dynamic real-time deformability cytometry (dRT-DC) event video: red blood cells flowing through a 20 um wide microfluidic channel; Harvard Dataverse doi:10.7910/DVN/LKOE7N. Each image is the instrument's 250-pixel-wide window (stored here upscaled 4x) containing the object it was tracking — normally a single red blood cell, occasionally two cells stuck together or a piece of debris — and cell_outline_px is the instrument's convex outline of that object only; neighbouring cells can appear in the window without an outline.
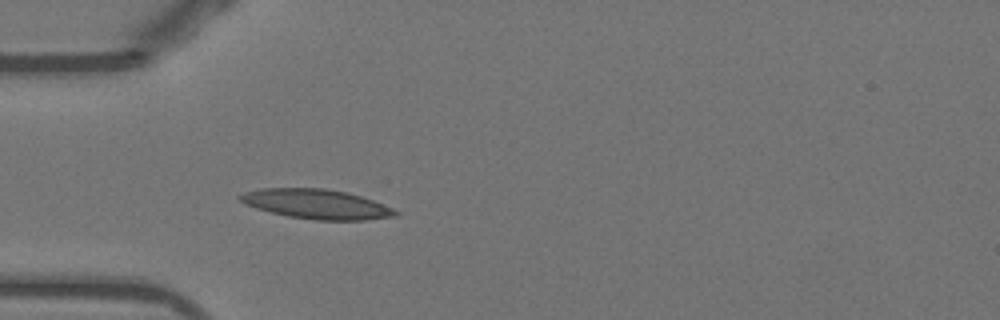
{"species": "Egyptian fruit bat (a non-hibernating species)", "species_latin": "Rousettus aegyptiacus", "temperature_condition": "warm", "stored_images_in_passage": 37, "camera_frame_rate_fps": 3000, "um_per_image_px": 0.085, "animal": {"sex": "female"}, "frame": {"image": 1, "passage_image": 1, "time_ms": 0.0, "image_size_px": [1000, 320], "cell_outline_px": [[400, 212], [396, 216], [368, 220], [316, 220], [288, 216], [256, 208], [244, 204], [236, 196], [244, 192], [260, 188], [324, 188], [348, 192], [372, 200], [392, 208]], "centroid_in_image_um": [26.89, 17.34], "position_along_channel_um": 58.1, "area_um2": 26.82}}
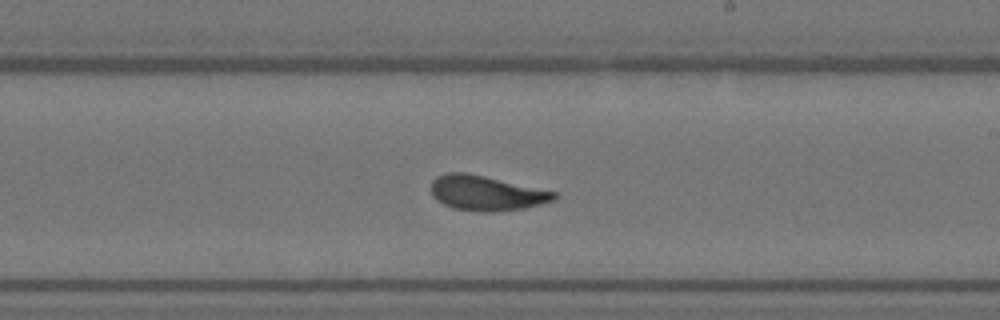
{"frame": {"image": 2, "passage_image": 16, "time_ms": 5.0, "image_size_px": [1000, 320], "cell_outline_px": [[560, 196], [552, 200], [540, 204], [524, 208], [492, 212], [480, 212], [452, 208], [444, 204], [432, 196], [432, 180], [436, 176], [448, 172], [464, 172], [484, 176], [560, 192]], "centroid_in_image_um": [41.36, 16.41], "position_along_channel_um": 247.6, "area_um2": 25.14}}
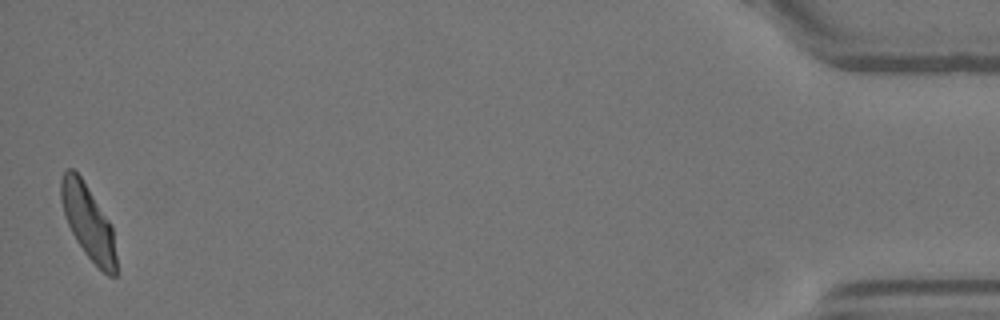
{"frame": {"image": 3, "passage_image": 37, "time_ms": 12.0, "image_size_px": [1000, 320], "cell_outline_px": [[116, 276], [108, 276], [84, 252], [76, 240], [64, 216], [60, 200], [60, 180], [64, 172], [68, 168], [72, 168], [80, 176], [112, 224], [116, 256]], "centroid_in_image_um": [7.48, 18.86], "position_along_channel_um": 427.7, "area_um2": 23.76}, "authors_computed_cell_mechanics": {"area_um2": 24.565, "velocity_mm_per_s": 3.8592, "shape_relaxation_time_tau1_ms": 5.6616, "shape_relaxation_time_tau2_ms": 1.2238, "deformation_change_tau1": 0.1907, "deformation_change_tau2": 0.0858}}